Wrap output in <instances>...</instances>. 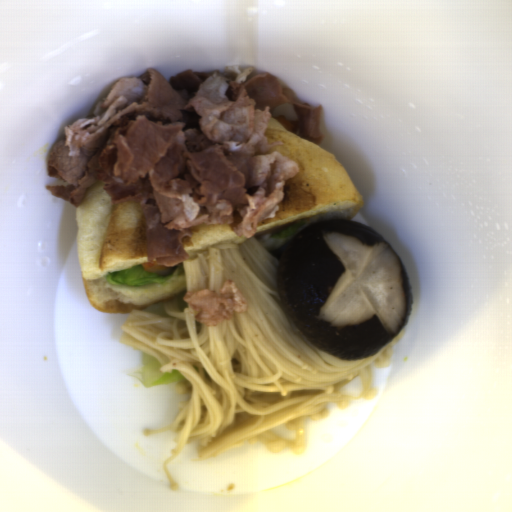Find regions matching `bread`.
I'll return each mask as SVG.
<instances>
[{"label":"bread","mask_w":512,"mask_h":512,"mask_svg":"<svg viewBox=\"0 0 512 512\" xmlns=\"http://www.w3.org/2000/svg\"><path fill=\"white\" fill-rule=\"evenodd\" d=\"M76 249L85 295L99 312L129 316L133 310L164 314L166 304L185 308L186 272L149 285L116 286L109 273L149 262L139 203L113 204L101 182H96L76 207Z\"/></svg>","instance_id":"1"},{"label":"bread","mask_w":512,"mask_h":512,"mask_svg":"<svg viewBox=\"0 0 512 512\" xmlns=\"http://www.w3.org/2000/svg\"><path fill=\"white\" fill-rule=\"evenodd\" d=\"M264 135L267 141L283 143L275 150L291 158L298 169L282 186L283 200L273 219L261 223L252 237H272L300 222H305L303 229L329 218L355 219L364 199L333 154L314 141L288 132L276 118L268 119Z\"/></svg>","instance_id":"2"},{"label":"bread","mask_w":512,"mask_h":512,"mask_svg":"<svg viewBox=\"0 0 512 512\" xmlns=\"http://www.w3.org/2000/svg\"><path fill=\"white\" fill-rule=\"evenodd\" d=\"M247 239L232 233L228 224L204 223L195 228L192 240L184 246L187 257L201 254L222 243H243Z\"/></svg>","instance_id":"3"}]
</instances>
